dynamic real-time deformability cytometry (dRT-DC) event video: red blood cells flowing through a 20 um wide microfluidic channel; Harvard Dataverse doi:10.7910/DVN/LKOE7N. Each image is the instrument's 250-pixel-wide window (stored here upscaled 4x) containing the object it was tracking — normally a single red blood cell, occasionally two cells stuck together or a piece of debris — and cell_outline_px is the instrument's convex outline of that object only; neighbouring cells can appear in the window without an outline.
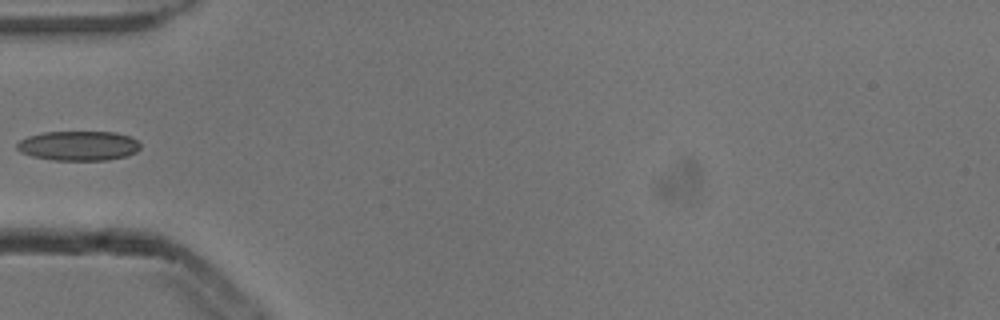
{"species": "common noctule bat (a hibernating species)", "species_latin": "Nyctalus noctula", "temperature_condition": "cold", "stored_images_in_passage": 5, "camera_frame_rate_fps": 3000, "um_per_image_px": 0.085, "animal": {"sex": "male", "body_mass_g": 13.3}, "frame": {"image": 1, "passage_image": 5, "time_ms": 1.333, "image_size_px": [1000, 320], "cell_outline_px": [[140, 148], [136, 152], [124, 156], [108, 160], [52, 160], [32, 156], [20, 152], [16, 148], [16, 144], [20, 140], [28, 136], [44, 132], [116, 132], [128, 136], [136, 140], [140, 144]], "centroid_in_image_um": [6.65, 12.39], "position_along_channel_um": 78.4, "area_um2": 21.27}}